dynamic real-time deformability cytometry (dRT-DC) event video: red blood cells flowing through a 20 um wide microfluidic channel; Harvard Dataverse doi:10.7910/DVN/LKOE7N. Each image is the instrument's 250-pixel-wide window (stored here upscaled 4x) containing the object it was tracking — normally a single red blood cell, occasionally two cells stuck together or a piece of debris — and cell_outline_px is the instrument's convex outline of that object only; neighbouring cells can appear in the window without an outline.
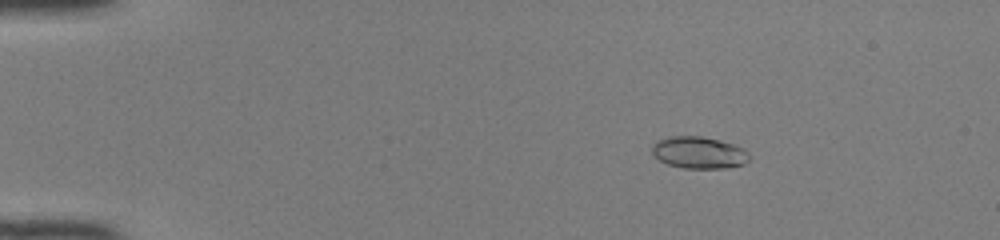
{"species": "common noctule bat (a hibernating species)", "species_latin": "Nyctalus noctula", "temperature_condition": "room temperature", "stored_images_in_passage": 49, "camera_frame_rate_fps": 3000, "um_per_image_px": 0.085, "animal": {"sex": "female", "body_mass_g": 22.0, "forearm_length_mm": 56.7}, "frame": {"image": 1, "passage_image": 8, "time_ms": 2.333, "image_size_px": [1000, 240], "cell_outline_px": [[752, 156], [744, 164], [724, 168], [684, 168], [668, 164], [660, 160], [652, 152], [652, 144], [656, 140], [668, 136], [700, 136], [732, 144], [744, 148]], "centroid_in_image_um": [59.4, 12.97], "position_along_channel_um": 25.6, "area_um2": 18.03}}
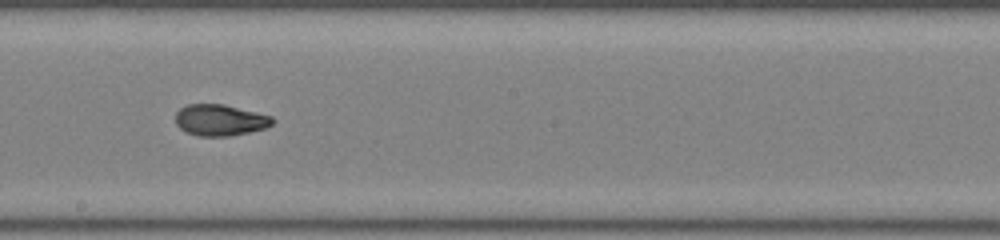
{"frame": {"image": 2, "passage_image": 29, "time_ms": 9.333, "image_size_px": [1000, 240], "cell_outline_px": [[276, 120], [268, 128], [232, 136], [200, 136], [184, 132], [176, 124], [176, 112], [180, 108], [188, 104], [224, 104], [272, 116]], "centroid_in_image_um": [18.73, 10.21], "position_along_channel_um": 229.5, "area_um2": 17.92}}
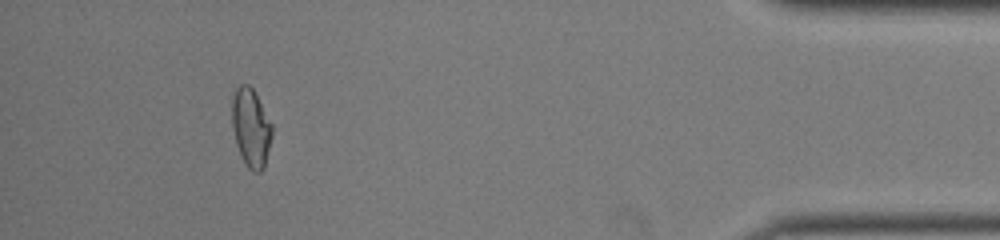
{"frame": {"image": 3, "passage_image": 46, "time_ms": 15.0, "image_size_px": [1000, 240], "cell_outline_px": [[272, 136], [264, 168], [260, 172], [252, 172], [248, 168], [240, 156], [236, 144], [232, 128], [232, 96], [236, 88], [240, 84], [248, 84], [252, 88], [272, 124]], "centroid_in_image_um": [21.32, 10.88], "position_along_channel_um": 413.9, "area_um2": 18.38}, "authors_computed_cell_mechanics": {"area_um2": 18.0336, "velocity_mm_per_s": 4.1592, "shape_relaxation_time_tau1_ms": 7.2061, "shape_relaxation_time_tau2_ms": 1.4376, "deformation_change_tau1": 0.2103, "deformation_change_tau2": 0.0567}}